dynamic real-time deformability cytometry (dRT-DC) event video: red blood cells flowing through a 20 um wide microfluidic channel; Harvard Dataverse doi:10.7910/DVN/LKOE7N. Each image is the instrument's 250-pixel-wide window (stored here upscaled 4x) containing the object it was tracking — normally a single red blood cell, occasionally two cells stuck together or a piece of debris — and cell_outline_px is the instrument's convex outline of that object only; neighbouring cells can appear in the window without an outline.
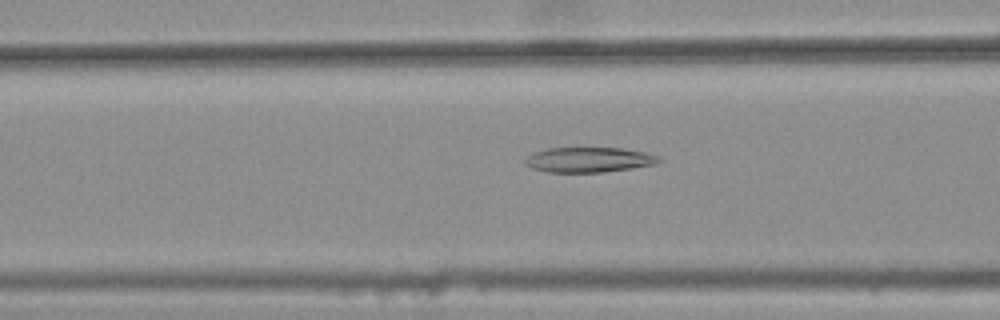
{"species": "common noctule bat (a hibernating species)", "species_latin": "Nyctalus noctula", "temperature_condition": "warm", "stored_images_in_passage": 38, "camera_frame_rate_fps": 3000, "um_per_image_px": 0.085, "animal": {"sex": "female", "body_mass_g": 25.1}, "frame": {"image": 1, "passage_image": 12, "time_ms": 3.667, "image_size_px": [1000, 320], "cell_outline_px": [[664, 160], [656, 164], [632, 168], [600, 172], [548, 172], [532, 168], [524, 164], [524, 160], [528, 156], [536, 152], [548, 148], [624, 148], [644, 152], [656, 156]], "centroid_in_image_um": [50.06, 13.58], "position_along_channel_um": 116.5, "area_um2": 19.42}}
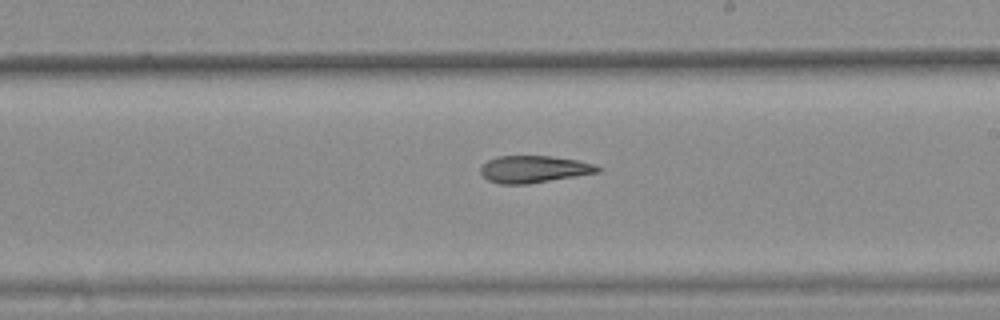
{"frame": {"image": 2, "passage_image": 22, "time_ms": 7.0, "image_size_px": [1000, 320], "cell_outline_px": [[604, 168], [600, 172], [528, 184], [500, 184], [488, 180], [480, 172], [480, 168], [488, 160], [496, 156], [552, 156], [576, 160], [596, 164]], "centroid_in_image_um": [45.41, 14.38], "position_along_channel_um": 243.6, "area_um2": 18.55}}
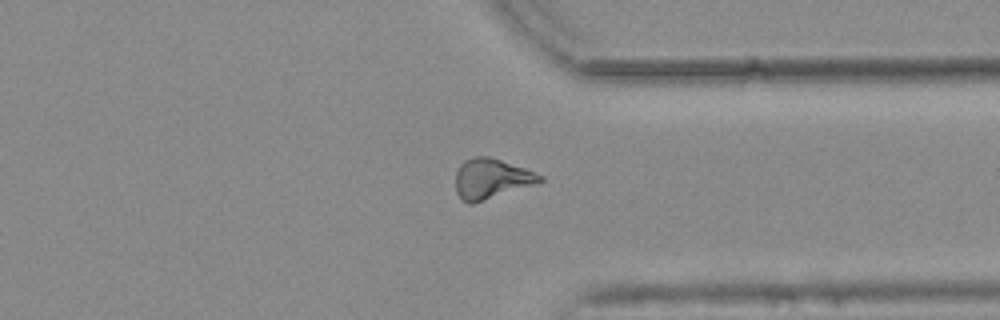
{"frame": {"image": 3, "passage_image": 32, "time_ms": 10.333, "image_size_px": [1000, 320], "cell_outline_px": [[544, 180], [472, 204], [468, 204], [456, 192], [456, 172], [460, 164], [464, 160], [472, 156], [488, 156], [524, 168], [544, 176]], "centroid_in_image_um": [41.71, 15.17], "position_along_channel_um": 369.7, "area_um2": 19.25}}